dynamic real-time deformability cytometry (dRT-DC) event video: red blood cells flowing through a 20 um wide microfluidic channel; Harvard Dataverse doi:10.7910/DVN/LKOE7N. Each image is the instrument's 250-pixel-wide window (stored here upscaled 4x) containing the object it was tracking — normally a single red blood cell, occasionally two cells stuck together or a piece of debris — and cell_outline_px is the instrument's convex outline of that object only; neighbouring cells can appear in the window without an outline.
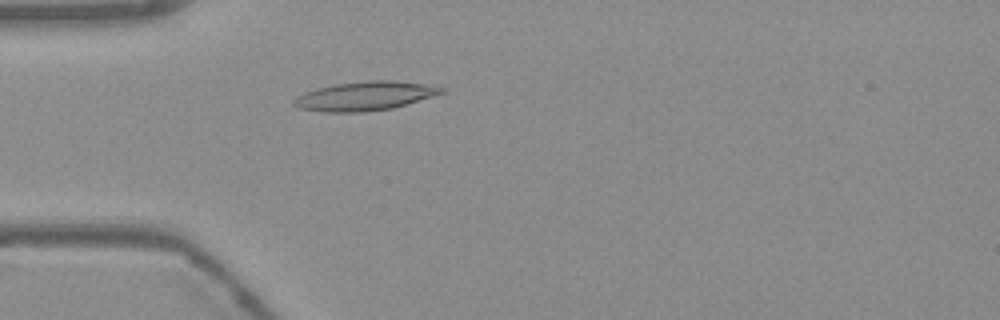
{"species": "Egyptian fruit bat (a non-hibernating species)", "species_latin": "Rousettus aegyptiacus", "temperature_condition": "warm", "stored_images_in_passage": 48, "camera_frame_rate_fps": 3000, "um_per_image_px": 0.085, "frame": {"image": 1, "passage_image": 10, "time_ms": 3.0, "image_size_px": [1000, 320], "cell_outline_px": [[448, 88], [444, 92], [432, 96], [392, 108], [364, 112], [324, 112], [300, 108], [292, 104], [292, 100], [296, 96], [304, 92], [316, 88], [336, 84], [368, 80], [396, 80], [424, 84]], "centroid_in_image_um": [30.99, 8.15], "position_along_channel_um": 54.0, "area_um2": 24.91}}
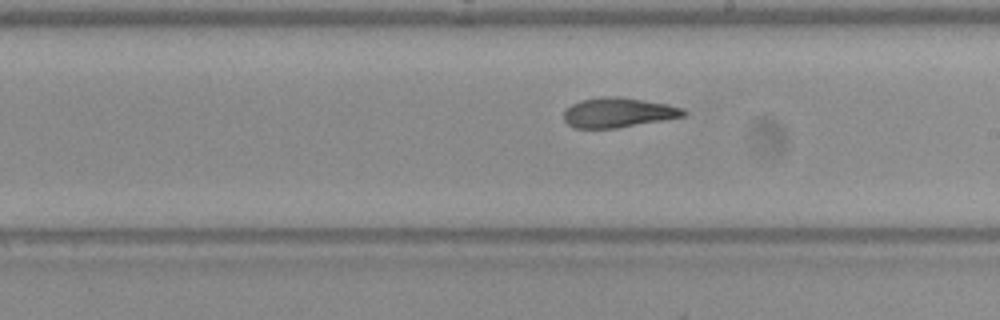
{"frame": {"image": 2, "passage_image": 25, "time_ms": 8.0, "image_size_px": [1000, 320], "cell_outline_px": [[688, 112], [684, 116], [664, 120], [616, 128], [572, 128], [564, 120], [564, 112], [572, 104], [580, 100], [604, 96], [620, 96], [668, 104], [684, 108]], "centroid_in_image_um": [52.56, 9.56], "position_along_channel_um": 236.4, "area_um2": 20.87}}
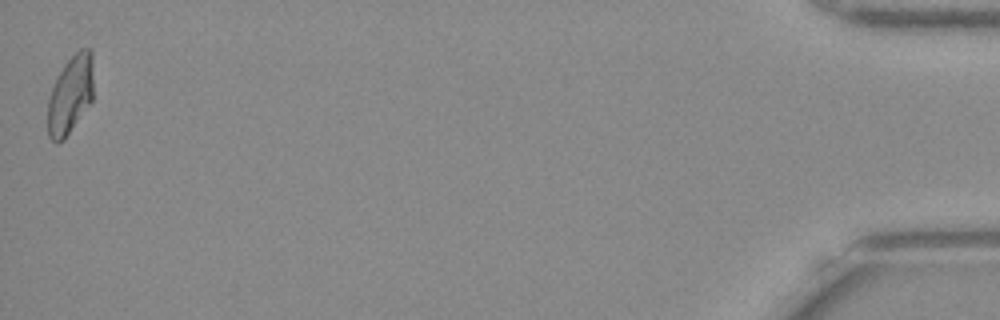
{"frame": {"image": 3, "passage_image": 48, "time_ms": 15.667, "image_size_px": [1000, 320], "cell_outline_px": [[92, 100], [64, 140], [56, 144], [48, 136], [48, 100], [52, 88], [64, 64], [80, 48], [88, 48], [92, 52]], "centroid_in_image_um": [5.97, 8.07], "position_along_channel_um": 429.2, "area_um2": 20.58}, "authors_computed_cell_mechanics": {"area_um2": 21.2704, "velocity_mm_per_s": 3.783, "shape_relaxation_time_tau1_ms": null, "shape_relaxation_time_tau2_ms": 2.1276, "deformation_change_tau1": null, "deformation_change_tau2": 0.1079}}